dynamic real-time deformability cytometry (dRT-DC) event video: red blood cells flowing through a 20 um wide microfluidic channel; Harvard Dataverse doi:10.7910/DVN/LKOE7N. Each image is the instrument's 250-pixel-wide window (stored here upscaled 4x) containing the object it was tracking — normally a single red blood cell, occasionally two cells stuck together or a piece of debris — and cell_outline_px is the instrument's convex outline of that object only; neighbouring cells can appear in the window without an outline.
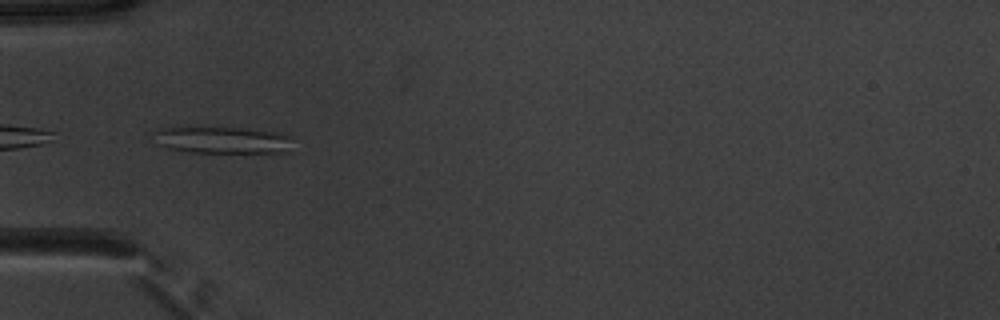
{"species": "common noctule bat (a hibernating species)", "species_latin": "Nyctalus noctula", "temperature_condition": "warm", "stored_images_in_passage": 19, "camera_frame_rate_fps": 3000, "um_per_image_px": 0.085, "animal": {"sex": "male", "body_mass_g": 20.1, "forearm_length_mm": 53.5}, "frame": {"image": 1, "passage_image": 16, "time_ms": 5.0, "image_size_px": [1000, 320], "cell_outline_px": [[292, 136], [288, 152], [188, 152], [168, 148], [156, 144], [148, 132], [160, 128], [240, 128], [276, 132]], "centroid_in_image_um": [18.8, 11.9], "position_along_channel_um": 66.2, "area_um2": 21.73}}